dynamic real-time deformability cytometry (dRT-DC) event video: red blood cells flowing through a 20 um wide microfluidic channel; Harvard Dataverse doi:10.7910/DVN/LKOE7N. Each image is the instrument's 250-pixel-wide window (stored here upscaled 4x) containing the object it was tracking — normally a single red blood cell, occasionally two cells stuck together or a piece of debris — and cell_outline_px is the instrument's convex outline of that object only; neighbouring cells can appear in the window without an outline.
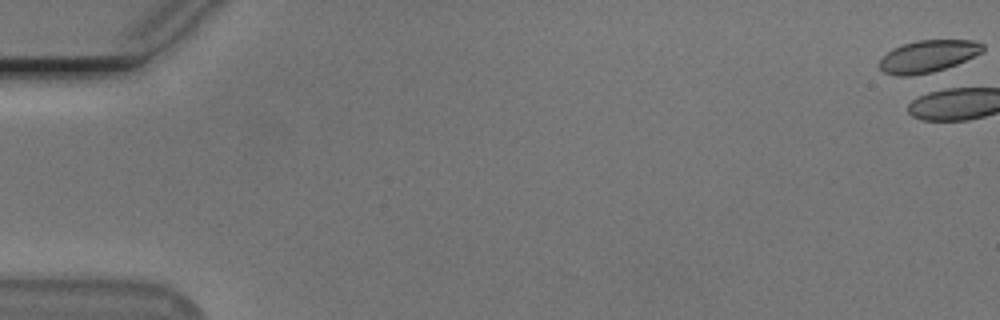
{"species": "Egyptian fruit bat (a non-hibernating species)", "species_latin": "Rousettus aegyptiacus", "temperature_condition": "cold", "stored_images_in_passage": 3, "camera_frame_rate_fps": 3000, "um_per_image_px": 0.085, "animal": {"sex": "male"}, "frame": {"image": 1, "passage_image": 1, "time_ms": 0.0, "image_size_px": [1000, 320], "cell_outline_px": [[984, 52], [956, 64], [932, 72], [912, 76], [896, 76], [884, 72], [880, 68], [880, 60], [892, 48], [916, 40], [972, 40], [984, 44]], "centroid_in_image_um": [78.89, 4.78], "position_along_channel_um": 6.1, "area_um2": 19.31}}